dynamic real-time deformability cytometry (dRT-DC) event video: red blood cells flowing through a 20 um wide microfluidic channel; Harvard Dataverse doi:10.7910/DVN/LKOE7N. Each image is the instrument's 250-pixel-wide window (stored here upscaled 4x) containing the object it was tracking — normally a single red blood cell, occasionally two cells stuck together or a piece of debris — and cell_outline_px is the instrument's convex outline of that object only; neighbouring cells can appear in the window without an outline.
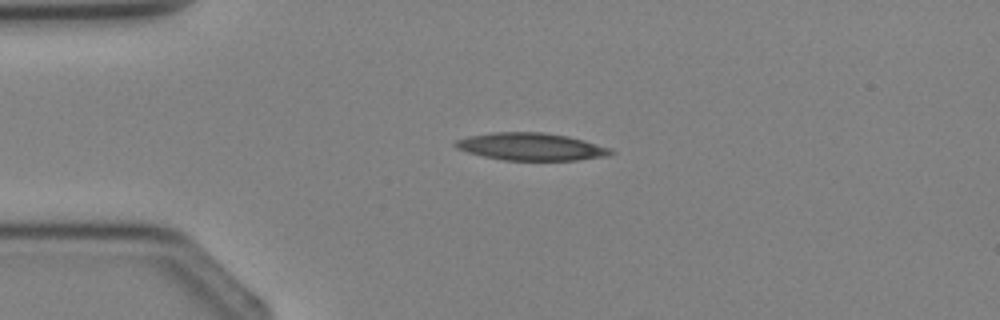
{"species": "Egyptian fruit bat (a non-hibernating species)", "species_latin": "Rousettus aegyptiacus", "temperature_condition": "cold", "stored_images_in_passage": 1, "camera_frame_rate_fps": 3000, "um_per_image_px": 0.085, "animal": {"sex": "female"}, "frame": {"image": 1, "passage_image": 1, "time_ms": 0.0, "image_size_px": [1000, 320], "cell_outline_px": [[616, 152], [608, 156], [576, 160], [504, 160], [484, 156], [468, 152], [456, 148], [452, 144], [456, 140], [468, 136], [492, 132], [544, 132], [568, 136], [584, 140], [612, 148]], "centroid_in_image_um": [45.16, 12.46], "position_along_channel_um": 39.8, "area_um2": 24.97}}